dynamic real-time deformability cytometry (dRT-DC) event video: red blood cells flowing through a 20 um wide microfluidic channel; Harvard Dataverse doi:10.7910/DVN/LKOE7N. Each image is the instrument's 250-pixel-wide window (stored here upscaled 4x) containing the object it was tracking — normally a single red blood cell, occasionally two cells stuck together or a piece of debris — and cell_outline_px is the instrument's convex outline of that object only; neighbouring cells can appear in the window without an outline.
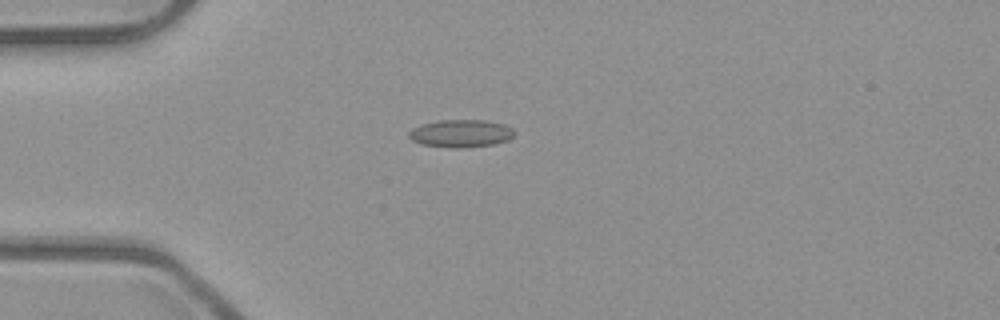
{"species": "common noctule bat (a hibernating species)", "species_latin": "Nyctalus noctula", "temperature_condition": "room temperature", "stored_images_in_passage": 4, "camera_frame_rate_fps": 3000, "um_per_image_px": 0.085, "animal": {"sex": "male", "body_mass_g": 23.1, "forearm_length_mm": 52.7}, "frame": {"image": 1, "passage_image": 2, "time_ms": 0.333, "image_size_px": [1000, 320], "cell_outline_px": [[516, 132], [508, 140], [492, 144], [464, 148], [452, 148], [420, 144], [412, 140], [408, 136], [408, 132], [412, 128], [424, 124], [440, 120], [484, 120], [504, 124], [512, 128]], "centroid_in_image_um": [39.17, 11.34], "position_along_channel_um": 45.8, "area_um2": 16.99}}
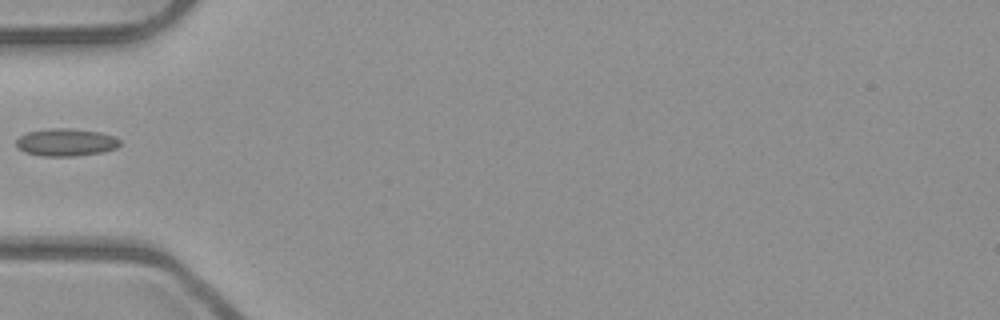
{"frame": {"image": 2, "passage_image": 3, "time_ms": 0.667, "image_size_px": [1000, 320], "cell_outline_px": [[120, 144], [116, 148], [104, 152], [76, 156], [40, 156], [24, 152], [16, 148], [16, 140], [20, 136], [28, 132], [52, 128], [68, 128], [100, 132], [112, 136], [120, 140]], "centroid_in_image_um": [5.58, 12.11], "position_along_channel_um": 79.4, "area_um2": 16.7}}
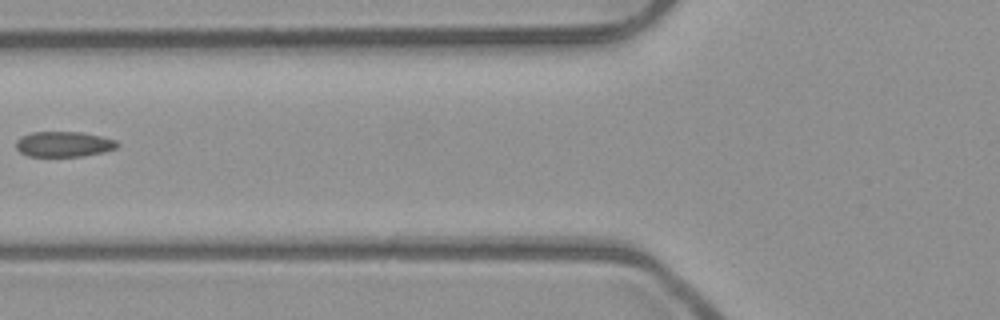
{"frame": {"image": 3, "passage_image": 4, "time_ms": 1.0, "image_size_px": [1000, 320], "cell_outline_px": [[120, 144], [116, 148], [104, 152], [84, 156], [28, 156], [20, 152], [16, 148], [16, 140], [20, 136], [32, 132], [84, 132], [116, 140]], "centroid_in_image_um": [5.42, 12.25], "position_along_channel_um": 120.4, "area_um2": 15.09}}